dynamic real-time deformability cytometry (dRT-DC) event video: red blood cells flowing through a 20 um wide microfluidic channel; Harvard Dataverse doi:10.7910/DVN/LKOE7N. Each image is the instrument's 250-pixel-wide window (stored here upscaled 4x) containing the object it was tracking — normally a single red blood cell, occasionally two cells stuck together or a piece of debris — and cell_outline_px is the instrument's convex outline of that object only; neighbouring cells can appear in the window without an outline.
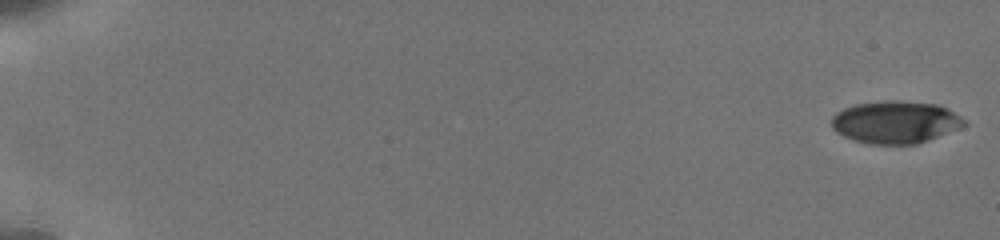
{"species": "human", "species_latin": "Homo sapiens", "temperature_condition": "cold", "stored_images_in_passage": 12, "camera_frame_rate_fps": 3000, "um_per_image_px": 0.085, "donor": {"sex": "male"}, "frame": {"image": 1, "passage_image": 1, "time_ms": 0.0, "image_size_px": [1000, 240], "cell_outline_px": [[968, 124], [960, 128], [928, 140], [916, 144], [868, 144], [852, 140], [836, 132], [832, 128], [832, 116], [836, 112], [844, 108], [856, 104], [884, 100], [900, 100], [936, 104], [948, 108], [960, 116]], "centroid_in_image_um": [76.1, 10.38], "position_along_channel_um": 8.9, "area_um2": 33.0}}
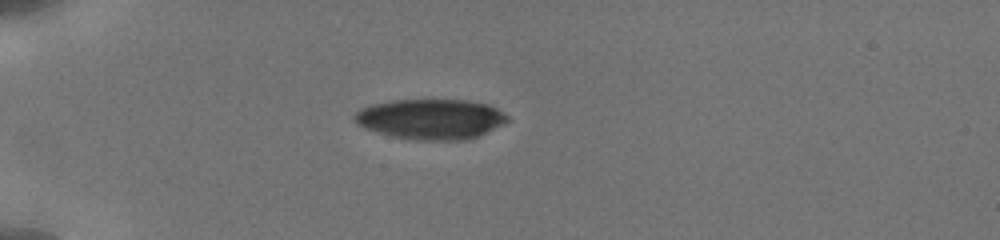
{"frame": {"image": 2, "passage_image": 9, "time_ms": 5.333, "image_size_px": [1000, 240], "cell_outline_px": [[512, 120], [480, 136], [468, 140], [416, 140], [392, 136], [364, 128], [356, 124], [352, 120], [356, 112], [360, 108], [372, 104], [396, 100], [464, 100], [488, 104], [496, 108], [508, 116]], "centroid_in_image_um": [36.64, 10.13], "position_along_channel_um": 48.4, "area_um2": 36.13}}
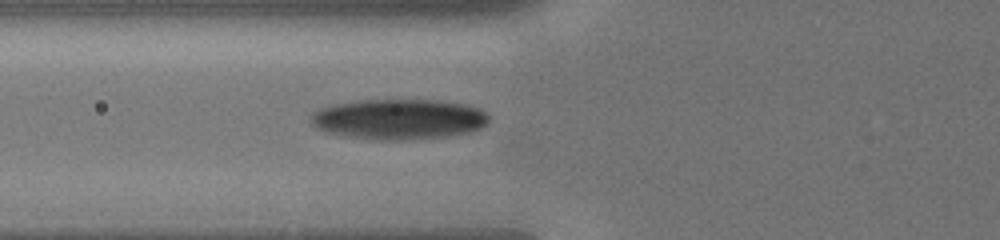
{"frame": {"image": 3, "passage_image": 12, "time_ms": 7.333, "image_size_px": [1000, 240], "cell_outline_px": [[488, 124], [480, 128], [468, 132], [448, 136], [404, 140], [376, 140], [348, 136], [324, 132], [316, 128], [308, 120], [308, 116], [312, 112], [320, 108], [336, 104], [360, 100], [436, 100], [464, 104], [480, 108], [488, 116]], "centroid_in_image_um": [33.85, 10.13], "position_along_channel_um": 91.9, "area_um2": 42.08}}